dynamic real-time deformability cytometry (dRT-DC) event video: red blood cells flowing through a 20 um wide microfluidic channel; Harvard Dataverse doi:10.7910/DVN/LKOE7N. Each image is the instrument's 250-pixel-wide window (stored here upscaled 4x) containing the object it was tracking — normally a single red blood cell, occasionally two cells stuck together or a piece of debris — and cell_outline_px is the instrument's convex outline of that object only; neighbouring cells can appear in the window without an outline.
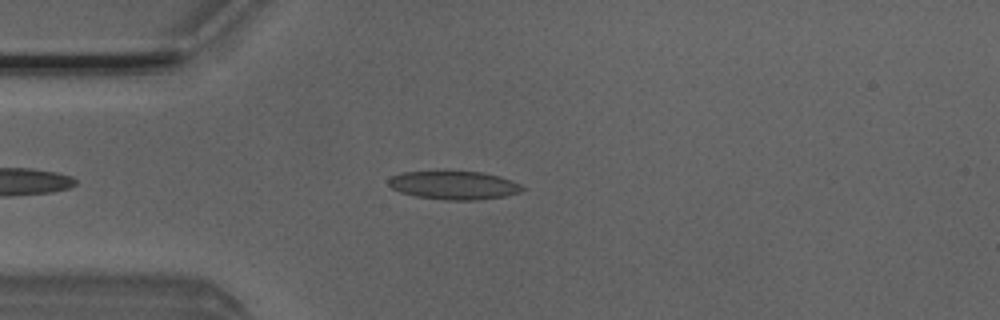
{"species": "Egyptian fruit bat (a non-hibernating species)", "species_latin": "Rousettus aegyptiacus", "temperature_condition": "room temperature", "stored_images_in_passage": 6, "camera_frame_rate_fps": 3000, "um_per_image_px": 0.085, "animal": {"sex": "male"}, "frame": {"image": 1, "passage_image": 4, "time_ms": 1.0, "image_size_px": [1000, 320], "cell_outline_px": [[524, 188], [520, 192], [504, 196], [476, 200], [444, 200], [416, 196], [400, 192], [392, 188], [388, 184], [388, 180], [392, 176], [404, 172], [480, 172], [500, 176], [512, 180], [520, 184]], "centroid_in_image_um": [38.59, 15.75], "position_along_channel_um": 46.4, "area_um2": 21.91}}